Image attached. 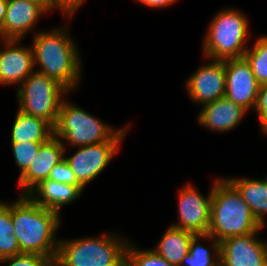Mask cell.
<instances>
[{"instance_id": "22", "label": "cell", "mask_w": 267, "mask_h": 266, "mask_svg": "<svg viewBox=\"0 0 267 266\" xmlns=\"http://www.w3.org/2000/svg\"><path fill=\"white\" fill-rule=\"evenodd\" d=\"M21 253L11 220V204L0 200V259Z\"/></svg>"}, {"instance_id": "17", "label": "cell", "mask_w": 267, "mask_h": 266, "mask_svg": "<svg viewBox=\"0 0 267 266\" xmlns=\"http://www.w3.org/2000/svg\"><path fill=\"white\" fill-rule=\"evenodd\" d=\"M77 185H69L46 179L36 185L27 196L40 206L61 214V207L72 203L82 195Z\"/></svg>"}, {"instance_id": "18", "label": "cell", "mask_w": 267, "mask_h": 266, "mask_svg": "<svg viewBox=\"0 0 267 266\" xmlns=\"http://www.w3.org/2000/svg\"><path fill=\"white\" fill-rule=\"evenodd\" d=\"M54 136V127L46 120L18 109L11 130V143L47 142Z\"/></svg>"}, {"instance_id": "27", "label": "cell", "mask_w": 267, "mask_h": 266, "mask_svg": "<svg viewBox=\"0 0 267 266\" xmlns=\"http://www.w3.org/2000/svg\"><path fill=\"white\" fill-rule=\"evenodd\" d=\"M49 179L69 185H77L84 191V187L78 182L65 158L53 167Z\"/></svg>"}, {"instance_id": "31", "label": "cell", "mask_w": 267, "mask_h": 266, "mask_svg": "<svg viewBox=\"0 0 267 266\" xmlns=\"http://www.w3.org/2000/svg\"><path fill=\"white\" fill-rule=\"evenodd\" d=\"M8 0H0V39H3V23L6 16Z\"/></svg>"}, {"instance_id": "8", "label": "cell", "mask_w": 267, "mask_h": 266, "mask_svg": "<svg viewBox=\"0 0 267 266\" xmlns=\"http://www.w3.org/2000/svg\"><path fill=\"white\" fill-rule=\"evenodd\" d=\"M123 140H108L87 146H80L68 157L64 156L78 182L85 188L107 167Z\"/></svg>"}, {"instance_id": "7", "label": "cell", "mask_w": 267, "mask_h": 266, "mask_svg": "<svg viewBox=\"0 0 267 266\" xmlns=\"http://www.w3.org/2000/svg\"><path fill=\"white\" fill-rule=\"evenodd\" d=\"M18 109L56 125L60 106L70 92L56 80L37 71L32 72L17 87Z\"/></svg>"}, {"instance_id": "5", "label": "cell", "mask_w": 267, "mask_h": 266, "mask_svg": "<svg viewBox=\"0 0 267 266\" xmlns=\"http://www.w3.org/2000/svg\"><path fill=\"white\" fill-rule=\"evenodd\" d=\"M129 128L128 124L114 130L96 116L68 102L66 98L60 106L54 136L59 138L64 146L69 143L72 147H80L108 140H123Z\"/></svg>"}, {"instance_id": "24", "label": "cell", "mask_w": 267, "mask_h": 266, "mask_svg": "<svg viewBox=\"0 0 267 266\" xmlns=\"http://www.w3.org/2000/svg\"><path fill=\"white\" fill-rule=\"evenodd\" d=\"M125 266H172L159 254L151 249H140L135 246V243H128L126 249V264Z\"/></svg>"}, {"instance_id": "29", "label": "cell", "mask_w": 267, "mask_h": 266, "mask_svg": "<svg viewBox=\"0 0 267 266\" xmlns=\"http://www.w3.org/2000/svg\"><path fill=\"white\" fill-rule=\"evenodd\" d=\"M254 111L258 116L261 127L260 131H262L261 133L263 134L267 130V83L260 85Z\"/></svg>"}, {"instance_id": "19", "label": "cell", "mask_w": 267, "mask_h": 266, "mask_svg": "<svg viewBox=\"0 0 267 266\" xmlns=\"http://www.w3.org/2000/svg\"><path fill=\"white\" fill-rule=\"evenodd\" d=\"M240 193L248 204L255 219L262 227L266 225L267 215V186L262 179L225 177Z\"/></svg>"}, {"instance_id": "32", "label": "cell", "mask_w": 267, "mask_h": 266, "mask_svg": "<svg viewBox=\"0 0 267 266\" xmlns=\"http://www.w3.org/2000/svg\"><path fill=\"white\" fill-rule=\"evenodd\" d=\"M264 182H265V184H266V186H267V175L264 177V179H262Z\"/></svg>"}, {"instance_id": "16", "label": "cell", "mask_w": 267, "mask_h": 266, "mask_svg": "<svg viewBox=\"0 0 267 266\" xmlns=\"http://www.w3.org/2000/svg\"><path fill=\"white\" fill-rule=\"evenodd\" d=\"M197 121L208 130L225 133L237 127L247 112L226 97L201 106Z\"/></svg>"}, {"instance_id": "10", "label": "cell", "mask_w": 267, "mask_h": 266, "mask_svg": "<svg viewBox=\"0 0 267 266\" xmlns=\"http://www.w3.org/2000/svg\"><path fill=\"white\" fill-rule=\"evenodd\" d=\"M209 61L194 71L184 85L190 100L202 106L225 97L226 93L225 60Z\"/></svg>"}, {"instance_id": "28", "label": "cell", "mask_w": 267, "mask_h": 266, "mask_svg": "<svg viewBox=\"0 0 267 266\" xmlns=\"http://www.w3.org/2000/svg\"><path fill=\"white\" fill-rule=\"evenodd\" d=\"M84 2L85 0H45V7L48 11L59 9L70 20Z\"/></svg>"}, {"instance_id": "9", "label": "cell", "mask_w": 267, "mask_h": 266, "mask_svg": "<svg viewBox=\"0 0 267 266\" xmlns=\"http://www.w3.org/2000/svg\"><path fill=\"white\" fill-rule=\"evenodd\" d=\"M213 186L206 197L192 184L180 188L178 194V222L171 224L193 234L208 233Z\"/></svg>"}, {"instance_id": "11", "label": "cell", "mask_w": 267, "mask_h": 266, "mask_svg": "<svg viewBox=\"0 0 267 266\" xmlns=\"http://www.w3.org/2000/svg\"><path fill=\"white\" fill-rule=\"evenodd\" d=\"M225 73V97L247 111L254 109L260 83L253 74L248 61L244 57L225 60Z\"/></svg>"}, {"instance_id": "6", "label": "cell", "mask_w": 267, "mask_h": 266, "mask_svg": "<svg viewBox=\"0 0 267 266\" xmlns=\"http://www.w3.org/2000/svg\"><path fill=\"white\" fill-rule=\"evenodd\" d=\"M248 24L247 16L238 9L218 11L204 34L203 55L208 60L242 58L248 49Z\"/></svg>"}, {"instance_id": "15", "label": "cell", "mask_w": 267, "mask_h": 266, "mask_svg": "<svg viewBox=\"0 0 267 266\" xmlns=\"http://www.w3.org/2000/svg\"><path fill=\"white\" fill-rule=\"evenodd\" d=\"M66 146L53 136L43 143L28 169L18 178L21 195H27L36 185L50 176L53 167L64 159Z\"/></svg>"}, {"instance_id": "1", "label": "cell", "mask_w": 267, "mask_h": 266, "mask_svg": "<svg viewBox=\"0 0 267 266\" xmlns=\"http://www.w3.org/2000/svg\"><path fill=\"white\" fill-rule=\"evenodd\" d=\"M36 31L32 37L34 65H40L39 73L56 80L70 93L81 81V58L68 28Z\"/></svg>"}, {"instance_id": "13", "label": "cell", "mask_w": 267, "mask_h": 266, "mask_svg": "<svg viewBox=\"0 0 267 266\" xmlns=\"http://www.w3.org/2000/svg\"><path fill=\"white\" fill-rule=\"evenodd\" d=\"M0 40L5 45L0 49V85L19 87L35 71L32 48L20 45L22 39Z\"/></svg>"}, {"instance_id": "3", "label": "cell", "mask_w": 267, "mask_h": 266, "mask_svg": "<svg viewBox=\"0 0 267 266\" xmlns=\"http://www.w3.org/2000/svg\"><path fill=\"white\" fill-rule=\"evenodd\" d=\"M208 234L221 242L230 237L259 233L264 227L255 219L237 189L226 179L213 182Z\"/></svg>"}, {"instance_id": "23", "label": "cell", "mask_w": 267, "mask_h": 266, "mask_svg": "<svg viewBox=\"0 0 267 266\" xmlns=\"http://www.w3.org/2000/svg\"><path fill=\"white\" fill-rule=\"evenodd\" d=\"M260 85L267 83V35L258 36L253 47L248 48L243 56Z\"/></svg>"}, {"instance_id": "4", "label": "cell", "mask_w": 267, "mask_h": 266, "mask_svg": "<svg viewBox=\"0 0 267 266\" xmlns=\"http://www.w3.org/2000/svg\"><path fill=\"white\" fill-rule=\"evenodd\" d=\"M129 241L116 233L59 239L54 266H125Z\"/></svg>"}, {"instance_id": "20", "label": "cell", "mask_w": 267, "mask_h": 266, "mask_svg": "<svg viewBox=\"0 0 267 266\" xmlns=\"http://www.w3.org/2000/svg\"><path fill=\"white\" fill-rule=\"evenodd\" d=\"M195 234L170 225L153 250L172 266H180L189 254L190 241Z\"/></svg>"}, {"instance_id": "21", "label": "cell", "mask_w": 267, "mask_h": 266, "mask_svg": "<svg viewBox=\"0 0 267 266\" xmlns=\"http://www.w3.org/2000/svg\"><path fill=\"white\" fill-rule=\"evenodd\" d=\"M200 240L211 241L210 250L199 243ZM180 266H220V242L208 233L195 234L190 241L189 254L184 257Z\"/></svg>"}, {"instance_id": "2", "label": "cell", "mask_w": 267, "mask_h": 266, "mask_svg": "<svg viewBox=\"0 0 267 266\" xmlns=\"http://www.w3.org/2000/svg\"><path fill=\"white\" fill-rule=\"evenodd\" d=\"M18 198L11 204V220L20 251L56 258L59 239L55 235L61 214L34 203L27 195Z\"/></svg>"}, {"instance_id": "14", "label": "cell", "mask_w": 267, "mask_h": 266, "mask_svg": "<svg viewBox=\"0 0 267 266\" xmlns=\"http://www.w3.org/2000/svg\"><path fill=\"white\" fill-rule=\"evenodd\" d=\"M47 12L49 11L45 7V1L8 0L3 39L23 40Z\"/></svg>"}, {"instance_id": "25", "label": "cell", "mask_w": 267, "mask_h": 266, "mask_svg": "<svg viewBox=\"0 0 267 266\" xmlns=\"http://www.w3.org/2000/svg\"><path fill=\"white\" fill-rule=\"evenodd\" d=\"M45 142H18L11 143L12 153L21 176L32 165L40 146Z\"/></svg>"}, {"instance_id": "30", "label": "cell", "mask_w": 267, "mask_h": 266, "mask_svg": "<svg viewBox=\"0 0 267 266\" xmlns=\"http://www.w3.org/2000/svg\"><path fill=\"white\" fill-rule=\"evenodd\" d=\"M138 3L147 6L149 8H163L173 5L177 0H136Z\"/></svg>"}, {"instance_id": "12", "label": "cell", "mask_w": 267, "mask_h": 266, "mask_svg": "<svg viewBox=\"0 0 267 266\" xmlns=\"http://www.w3.org/2000/svg\"><path fill=\"white\" fill-rule=\"evenodd\" d=\"M258 233L230 237L220 242V266H266L267 241Z\"/></svg>"}, {"instance_id": "26", "label": "cell", "mask_w": 267, "mask_h": 266, "mask_svg": "<svg viewBox=\"0 0 267 266\" xmlns=\"http://www.w3.org/2000/svg\"><path fill=\"white\" fill-rule=\"evenodd\" d=\"M54 261L55 258L35 253H21L0 259V263H6L7 266H54Z\"/></svg>"}]
</instances>
